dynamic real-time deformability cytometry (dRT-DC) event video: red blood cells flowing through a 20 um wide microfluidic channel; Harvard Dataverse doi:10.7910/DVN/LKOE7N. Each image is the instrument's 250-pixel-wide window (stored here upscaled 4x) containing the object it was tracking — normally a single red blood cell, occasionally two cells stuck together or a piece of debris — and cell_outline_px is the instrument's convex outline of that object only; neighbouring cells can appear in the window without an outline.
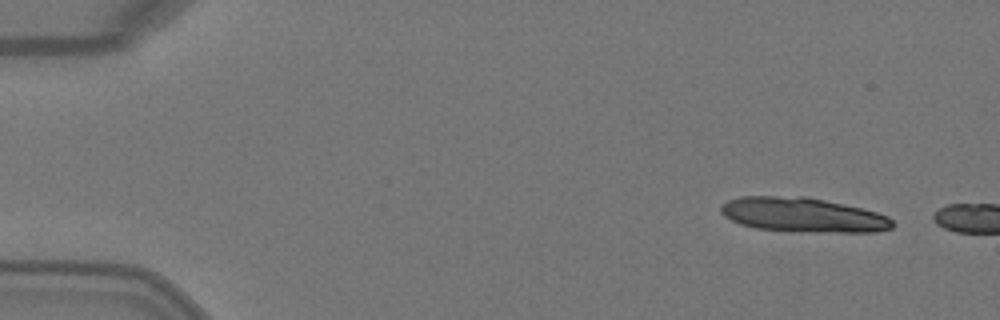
{"species": "Egyptian fruit bat (a non-hibernating species)", "species_latin": "Rousettus aegyptiacus", "temperature_condition": "warm", "stored_images_in_passage": 2, "camera_frame_rate_fps": 3000, "um_per_image_px": 0.085, "animal": {"sex": "female"}, "frame": {"image": 1, "passage_image": 1, "time_ms": 0.0, "image_size_px": [1000, 320], "cell_outline_px": [[892, 228], [876, 232], [816, 232], [756, 228], [740, 224], [724, 216], [720, 212], [720, 204], [728, 200], [740, 196], [804, 196], [844, 204], [876, 212], [888, 216], [892, 220]], "centroid_in_image_um": [68.22, 18.26], "position_along_channel_um": 16.8, "area_um2": 34.39}}